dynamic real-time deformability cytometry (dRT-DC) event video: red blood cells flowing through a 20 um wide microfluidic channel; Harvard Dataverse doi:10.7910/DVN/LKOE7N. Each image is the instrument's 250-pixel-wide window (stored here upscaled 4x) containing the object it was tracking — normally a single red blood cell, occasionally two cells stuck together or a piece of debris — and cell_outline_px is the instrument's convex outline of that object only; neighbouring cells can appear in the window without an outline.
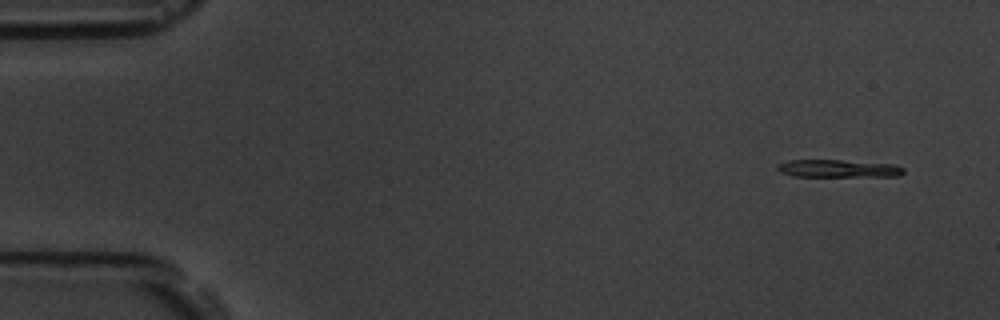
{"species": "common noctule bat (a hibernating species)", "species_latin": "Nyctalus noctula", "temperature_condition": "room temperature", "stored_images_in_passage": 4, "camera_frame_rate_fps": 3000, "um_per_image_px": 0.085, "animal": {"sex": "male", "body_mass_g": 19.5, "forearm_length_mm": 54.6}, "frame": {"image": 1, "passage_image": 1, "time_ms": 0.0, "image_size_px": [1000, 320], "cell_outline_px": [[904, 172], [900, 176], [796, 176], [780, 172], [776, 168], [776, 164], [788, 160], [840, 160], [896, 164], [904, 168]], "centroid_in_image_um": [71.26, 14.32], "position_along_channel_um": 13.7, "area_um2": 13.01}}
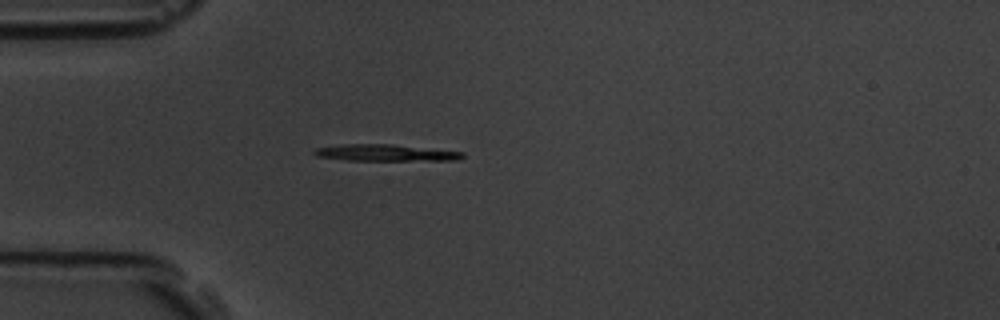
{"frame": {"image": 2, "passage_image": 4, "time_ms": 1.0, "image_size_px": [1000, 320], "cell_outline_px": [[464, 156], [460, 160], [348, 160], [316, 156], [312, 152], [316, 148], [344, 144], [392, 144], [464, 152]], "centroid_in_image_um": [32.78, 12.98], "position_along_channel_um": 52.2, "area_um2": 14.22}}